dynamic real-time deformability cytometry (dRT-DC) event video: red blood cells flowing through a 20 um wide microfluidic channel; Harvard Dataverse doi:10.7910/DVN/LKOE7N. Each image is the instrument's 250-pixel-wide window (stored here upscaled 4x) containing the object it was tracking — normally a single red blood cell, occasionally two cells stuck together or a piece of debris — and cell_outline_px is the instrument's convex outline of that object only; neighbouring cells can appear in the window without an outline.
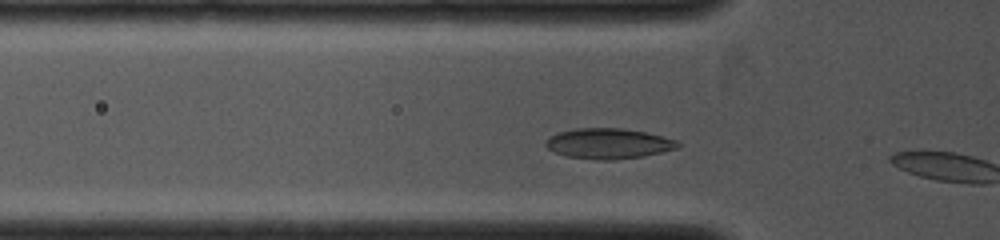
{"species": "common noctule bat (a hibernating species)", "species_latin": "Nyctalus noctula", "temperature_condition": "cold", "stored_images_in_passage": 4, "camera_frame_rate_fps": 4000, "um_per_image_px": 0.085, "animal": {"sex": "female", "body_mass_g": 19.0, "forearm_length_mm": 53.3}, "frame": {"image": 1, "passage_image": 3, "time_ms": 0.5, "image_size_px": [1000, 240], "cell_outline_px": [[680, 148], [644, 156], [612, 160], [600, 160], [568, 156], [556, 152], [548, 148], [544, 144], [544, 140], [548, 136], [556, 132], [576, 128], [624, 128], [644, 132], [676, 140], [680, 144]], "centroid_in_image_um": [51.69, 12.19], "position_along_channel_um": 74.1, "area_um2": 23.47}}